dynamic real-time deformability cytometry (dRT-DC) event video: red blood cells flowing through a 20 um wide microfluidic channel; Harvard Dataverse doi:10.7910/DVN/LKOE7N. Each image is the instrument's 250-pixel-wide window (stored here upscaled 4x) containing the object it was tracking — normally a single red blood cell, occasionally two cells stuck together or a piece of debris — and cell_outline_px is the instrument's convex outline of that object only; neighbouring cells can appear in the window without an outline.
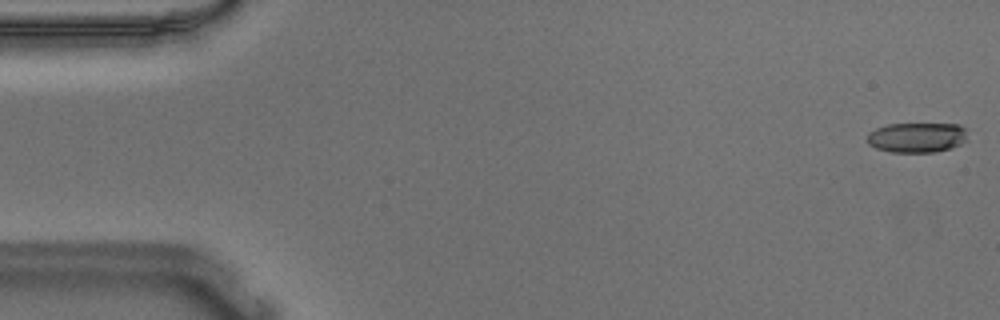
{"species": "Egyptian fruit bat (a non-hibernating species)", "species_latin": "Rousettus aegyptiacus", "temperature_condition": "warm", "stored_images_in_passage": 55, "camera_frame_rate_fps": 3000, "um_per_image_px": 0.085, "animal": {"sex": "male"}, "frame": {"image": 1, "passage_image": 1, "time_ms": 0.0, "image_size_px": [1000, 320], "cell_outline_px": [[968, 140], [952, 148], [936, 152], [892, 152], [876, 148], [868, 144], [868, 132], [876, 128], [888, 124], [960, 124], [968, 128]], "centroid_in_image_um": [78.01, 11.68], "position_along_channel_um": 7.0, "area_um2": 17.86}}
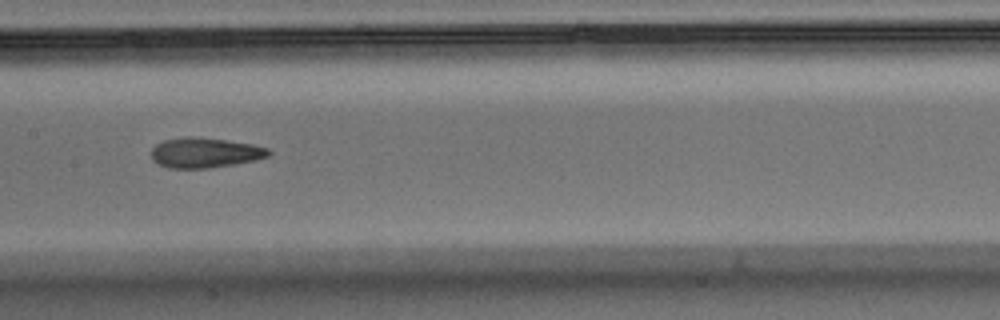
{"frame": {"image": 2, "passage_image": 27, "time_ms": 8.667, "image_size_px": [1000, 320], "cell_outline_px": [[272, 152], [268, 156], [256, 160], [208, 168], [168, 168], [152, 160], [152, 148], [156, 144], [164, 140], [184, 136], [192, 136], [224, 140], [252, 144], [268, 148]], "centroid_in_image_um": [17.41, 12.97], "position_along_channel_um": 190.0, "area_um2": 20.46}}
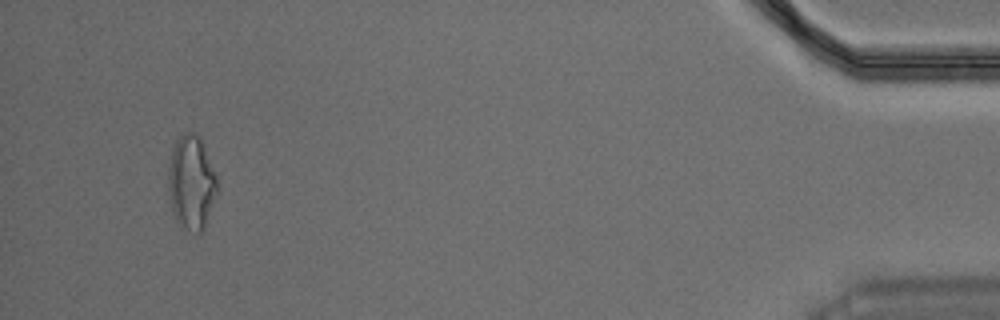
{"frame": {"image": 3, "passage_image": 52, "time_ms": 17.0, "image_size_px": [1000, 320], "cell_outline_px": [[220, 192], [204, 232], [196, 232], [180, 228], [172, 216], [168, 196], [168, 168], [172, 152], [176, 140], [184, 132], [196, 132], [200, 136], [216, 176]], "centroid_in_image_um": [16.29, 15.6], "position_along_channel_um": 418.9, "area_um2": 27.92}, "authors_computed_cell_mechanics": {"area_um2": 20.2878, "velocity_mm_per_s": 3.675, "shape_relaxation_time_tau1_ms": null, "shape_relaxation_time_tau2_ms": 1.9216, "deformation_change_tau1": null, "deformation_change_tau2": 0.1055}}